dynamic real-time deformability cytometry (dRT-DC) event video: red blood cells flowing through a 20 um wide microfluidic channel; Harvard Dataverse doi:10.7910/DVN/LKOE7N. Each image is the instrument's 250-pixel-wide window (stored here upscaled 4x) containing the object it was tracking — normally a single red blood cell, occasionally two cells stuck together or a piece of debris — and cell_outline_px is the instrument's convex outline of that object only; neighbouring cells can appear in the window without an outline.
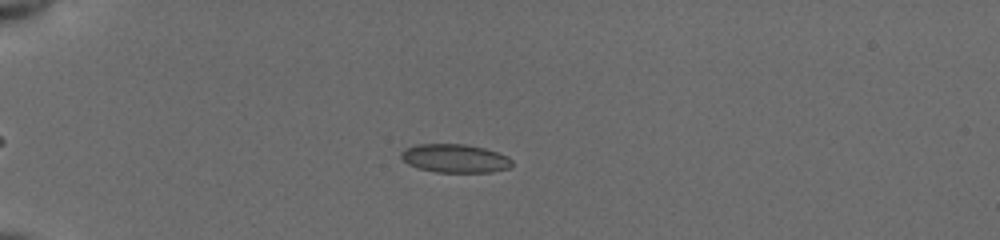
{"species": "common noctule bat (a hibernating species)", "species_latin": "Nyctalus noctula", "temperature_condition": "cold", "stored_images_in_passage": 43, "camera_frame_rate_fps": 3000, "um_per_image_px": 0.085, "animal": {"sex": "female", "body_mass_g": 19.5, "forearm_length_mm": 54.1}, "frame": {"image": 1, "passage_image": 10, "time_ms": 3.0, "image_size_px": [1000, 240], "cell_outline_px": [[512, 164], [508, 168], [492, 172], [436, 172], [420, 168], [408, 164], [400, 156], [400, 152], [404, 148], [416, 144], [464, 144], [484, 148], [508, 156], [512, 160]], "centroid_in_image_um": [38.65, 13.45], "position_along_channel_um": 46.3, "area_um2": 18.38}}
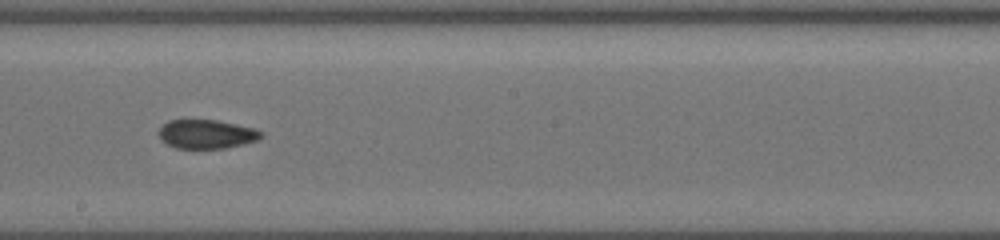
{"frame": {"image": 2, "passage_image": 27, "time_ms": 8.667, "image_size_px": [1000, 240], "cell_outline_px": [[264, 136], [260, 140], [244, 144], [224, 148], [176, 148], [160, 140], [160, 128], [168, 120], [216, 120], [256, 128], [264, 132]], "centroid_in_image_um": [17.63, 11.4], "position_along_channel_um": 230.6, "area_um2": 17.34}}
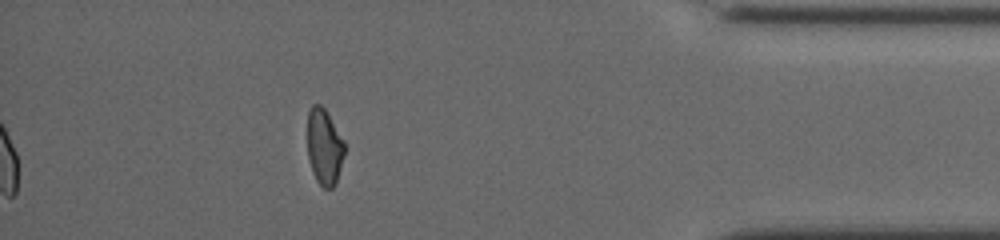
{"frame": {"image": 3, "passage_image": 43, "time_ms": 14.0, "image_size_px": [1000, 240], "cell_outline_px": [[344, 156], [336, 184], [332, 188], [324, 188], [316, 180], [312, 172], [308, 156], [308, 112], [312, 104], [320, 104], [324, 108], [344, 140]], "centroid_in_image_um": [27.57, 12.49], "position_along_channel_um": 407.6, "area_um2": 16.42}, "authors_computed_cell_mechanics": {"area_um2": 17.8024, "velocity_mm_per_s": 3.9422, "shape_relaxation_time_tau1_ms": null, "shape_relaxation_time_tau2_ms": 2.8888, "deformation_change_tau1": null, "deformation_change_tau2": 0.0868}}